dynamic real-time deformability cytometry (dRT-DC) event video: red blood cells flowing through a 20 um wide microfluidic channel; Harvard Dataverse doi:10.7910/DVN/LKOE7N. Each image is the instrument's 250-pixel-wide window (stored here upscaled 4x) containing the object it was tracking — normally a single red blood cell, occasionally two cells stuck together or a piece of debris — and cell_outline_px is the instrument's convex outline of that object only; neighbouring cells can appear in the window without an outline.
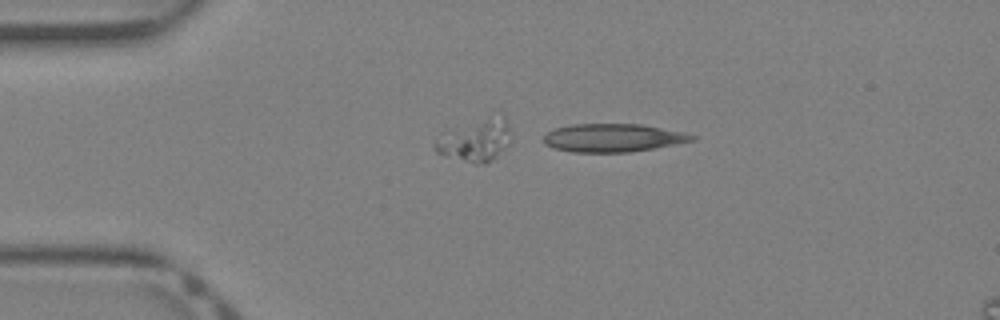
{"species": "Egyptian fruit bat (a non-hibernating species)", "species_latin": "Rousettus aegyptiacus", "temperature_condition": "warm", "stored_images_in_passage": 8, "camera_frame_rate_fps": 3000, "um_per_image_px": 0.085, "animal": {"sex": "female"}, "frame": {"image": 1, "passage_image": 8, "time_ms": 2.333, "image_size_px": [1000, 320], "cell_outline_px": [[696, 140], [652, 148], [628, 152], [572, 152], [552, 148], [544, 144], [544, 136], [548, 132], [556, 128], [572, 124], [640, 124], [684, 132], [696, 136]], "centroid_in_image_um": [52.08, 11.71], "position_along_channel_um": 32.9, "area_um2": 24.22}}